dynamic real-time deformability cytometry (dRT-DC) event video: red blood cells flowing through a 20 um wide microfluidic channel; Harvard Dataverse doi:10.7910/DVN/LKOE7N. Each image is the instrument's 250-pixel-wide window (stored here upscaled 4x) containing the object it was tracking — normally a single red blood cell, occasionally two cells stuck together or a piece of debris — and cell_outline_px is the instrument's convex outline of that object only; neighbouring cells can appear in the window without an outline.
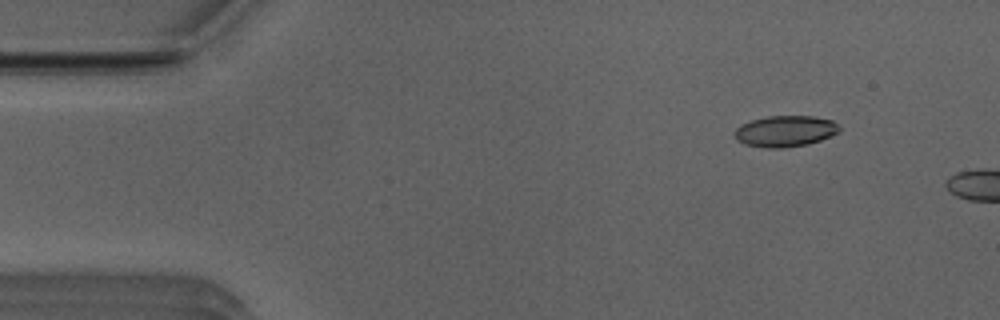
{"species": "Egyptian fruit bat (a non-hibernating species)", "species_latin": "Rousettus aegyptiacus", "temperature_condition": "room temperature", "stored_images_in_passage": 6, "camera_frame_rate_fps": 3000, "um_per_image_px": 0.085, "animal": {"sex": "male"}, "frame": {"image": 1, "passage_image": 3, "time_ms": 0.667, "image_size_px": [1000, 320], "cell_outline_px": [[840, 132], [832, 136], [808, 144], [780, 148], [768, 148], [744, 144], [736, 140], [732, 132], [740, 124], [752, 120], [768, 116], [812, 116], [832, 120], [840, 128]], "centroid_in_image_um": [66.71, 11.15], "position_along_channel_um": 18.3, "area_um2": 19.13}}